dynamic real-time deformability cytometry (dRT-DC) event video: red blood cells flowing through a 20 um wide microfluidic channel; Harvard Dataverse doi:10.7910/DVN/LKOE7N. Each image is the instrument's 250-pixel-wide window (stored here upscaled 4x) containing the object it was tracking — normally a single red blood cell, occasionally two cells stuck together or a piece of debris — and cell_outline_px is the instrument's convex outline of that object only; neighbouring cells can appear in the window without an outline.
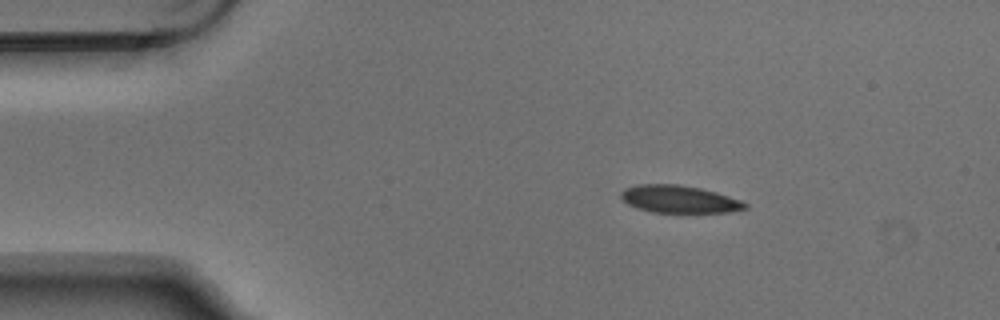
{"species": "Egyptian fruit bat (a non-hibernating species)", "species_latin": "Rousettus aegyptiacus", "temperature_condition": "warm", "stored_images_in_passage": 3, "camera_frame_rate_fps": 3000, "um_per_image_px": 0.085, "animal": {"sex": "male"}, "frame": {"image": 1, "passage_image": 1, "time_ms": 0.0, "image_size_px": [1000, 320], "cell_outline_px": [[748, 208], [728, 212], [652, 212], [636, 208], [628, 204], [620, 196], [620, 192], [624, 188], [636, 184], [680, 184], [700, 188], [716, 192], [740, 200], [748, 204]], "centroid_in_image_um": [57.7, 16.92], "position_along_channel_um": 27.3, "area_um2": 19.88}}
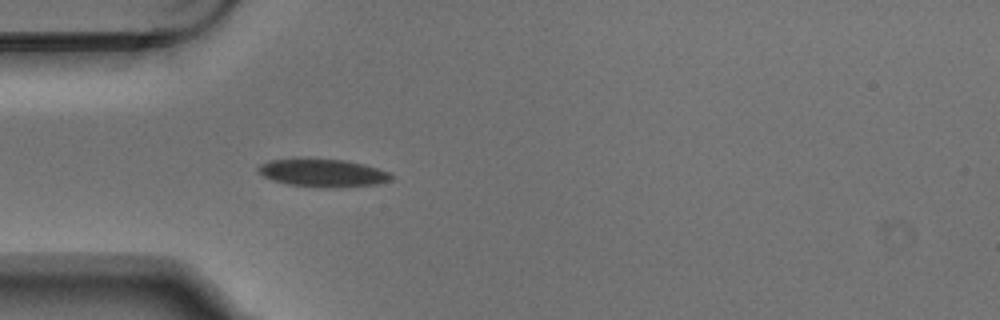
{"frame": {"image": 2, "passage_image": 3, "time_ms": 0.667, "image_size_px": [1000, 320], "cell_outline_px": [[392, 180], [376, 184], [340, 188], [328, 188], [288, 184], [272, 180], [256, 172], [256, 168], [260, 164], [268, 160], [344, 160], [364, 164], [388, 172], [392, 176]], "centroid_in_image_um": [27.43, 14.72], "position_along_channel_um": 57.6, "area_um2": 21.27}}